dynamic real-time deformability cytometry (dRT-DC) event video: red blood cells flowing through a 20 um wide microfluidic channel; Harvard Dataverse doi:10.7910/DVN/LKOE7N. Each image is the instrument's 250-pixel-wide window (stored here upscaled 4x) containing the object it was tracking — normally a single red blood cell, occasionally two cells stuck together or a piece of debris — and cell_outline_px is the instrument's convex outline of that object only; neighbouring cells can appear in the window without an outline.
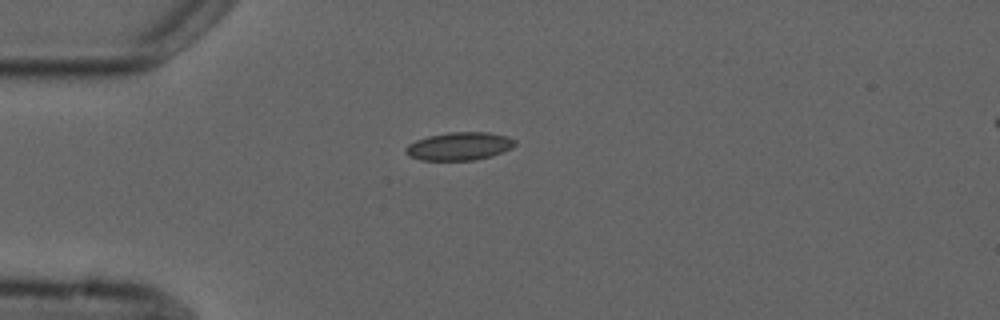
{"species": "common noctule bat (a hibernating species)", "species_latin": "Nyctalus noctula", "temperature_condition": "cold", "stored_images_in_passage": 4, "camera_frame_rate_fps": 3000, "um_per_image_px": 0.085, "animal": {"sex": "male", "forearm_length_mm": 52.5}, "frame": {"image": 1, "passage_image": 4, "time_ms": 3.667, "image_size_px": [1000, 320], "cell_outline_px": [[516, 144], [512, 148], [492, 156], [476, 160], [420, 160], [408, 156], [404, 152], [404, 148], [408, 144], [416, 140], [428, 136], [448, 132], [488, 132], [508, 136], [516, 140]], "centroid_in_image_um": [39.04, 12.43], "position_along_channel_um": 46.0, "area_um2": 18.09}}